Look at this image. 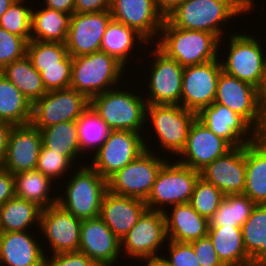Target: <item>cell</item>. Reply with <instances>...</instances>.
I'll return each instance as SVG.
<instances>
[{
	"label": "cell",
	"mask_w": 266,
	"mask_h": 266,
	"mask_svg": "<svg viewBox=\"0 0 266 266\" xmlns=\"http://www.w3.org/2000/svg\"><path fill=\"white\" fill-rule=\"evenodd\" d=\"M200 177L224 195L243 194L246 180L245 145L232 148L200 170Z\"/></svg>",
	"instance_id": "cell-23"
},
{
	"label": "cell",
	"mask_w": 266,
	"mask_h": 266,
	"mask_svg": "<svg viewBox=\"0 0 266 266\" xmlns=\"http://www.w3.org/2000/svg\"><path fill=\"white\" fill-rule=\"evenodd\" d=\"M110 10L97 13H73L65 42L72 57L100 51L106 28L112 20Z\"/></svg>",
	"instance_id": "cell-16"
},
{
	"label": "cell",
	"mask_w": 266,
	"mask_h": 266,
	"mask_svg": "<svg viewBox=\"0 0 266 266\" xmlns=\"http://www.w3.org/2000/svg\"><path fill=\"white\" fill-rule=\"evenodd\" d=\"M110 12L113 20L135 29L152 44L165 20L154 0H112Z\"/></svg>",
	"instance_id": "cell-20"
},
{
	"label": "cell",
	"mask_w": 266,
	"mask_h": 266,
	"mask_svg": "<svg viewBox=\"0 0 266 266\" xmlns=\"http://www.w3.org/2000/svg\"><path fill=\"white\" fill-rule=\"evenodd\" d=\"M214 102L227 106L229 109L244 118L256 131L262 121L257 100V87L229 76L223 71L220 73Z\"/></svg>",
	"instance_id": "cell-18"
},
{
	"label": "cell",
	"mask_w": 266,
	"mask_h": 266,
	"mask_svg": "<svg viewBox=\"0 0 266 266\" xmlns=\"http://www.w3.org/2000/svg\"><path fill=\"white\" fill-rule=\"evenodd\" d=\"M42 208L15 196L0 206V232L30 231L40 226ZM36 223V224H35Z\"/></svg>",
	"instance_id": "cell-31"
},
{
	"label": "cell",
	"mask_w": 266,
	"mask_h": 266,
	"mask_svg": "<svg viewBox=\"0 0 266 266\" xmlns=\"http://www.w3.org/2000/svg\"><path fill=\"white\" fill-rule=\"evenodd\" d=\"M82 220L65 210L59 204H54L42 210L40 226L43 240L49 243L52 254L77 252L80 245Z\"/></svg>",
	"instance_id": "cell-15"
},
{
	"label": "cell",
	"mask_w": 266,
	"mask_h": 266,
	"mask_svg": "<svg viewBox=\"0 0 266 266\" xmlns=\"http://www.w3.org/2000/svg\"><path fill=\"white\" fill-rule=\"evenodd\" d=\"M219 60L184 67L181 105L196 114L211 105L216 96L217 81L222 66Z\"/></svg>",
	"instance_id": "cell-14"
},
{
	"label": "cell",
	"mask_w": 266,
	"mask_h": 266,
	"mask_svg": "<svg viewBox=\"0 0 266 266\" xmlns=\"http://www.w3.org/2000/svg\"><path fill=\"white\" fill-rule=\"evenodd\" d=\"M32 103L0 71V121L12 126L30 124Z\"/></svg>",
	"instance_id": "cell-33"
},
{
	"label": "cell",
	"mask_w": 266,
	"mask_h": 266,
	"mask_svg": "<svg viewBox=\"0 0 266 266\" xmlns=\"http://www.w3.org/2000/svg\"><path fill=\"white\" fill-rule=\"evenodd\" d=\"M256 205L245 194L224 195L219 208L209 219V227H242Z\"/></svg>",
	"instance_id": "cell-37"
},
{
	"label": "cell",
	"mask_w": 266,
	"mask_h": 266,
	"mask_svg": "<svg viewBox=\"0 0 266 266\" xmlns=\"http://www.w3.org/2000/svg\"><path fill=\"white\" fill-rule=\"evenodd\" d=\"M47 256V257H46ZM44 266H98L92 259H90L84 253L77 252H66L45 255Z\"/></svg>",
	"instance_id": "cell-47"
},
{
	"label": "cell",
	"mask_w": 266,
	"mask_h": 266,
	"mask_svg": "<svg viewBox=\"0 0 266 266\" xmlns=\"http://www.w3.org/2000/svg\"><path fill=\"white\" fill-rule=\"evenodd\" d=\"M196 118L232 148L256 140V130L240 115L219 103L213 102L203 108Z\"/></svg>",
	"instance_id": "cell-17"
},
{
	"label": "cell",
	"mask_w": 266,
	"mask_h": 266,
	"mask_svg": "<svg viewBox=\"0 0 266 266\" xmlns=\"http://www.w3.org/2000/svg\"><path fill=\"white\" fill-rule=\"evenodd\" d=\"M166 250L161 257L172 266H200L194 249L190 243H181L168 240ZM169 253V254H168Z\"/></svg>",
	"instance_id": "cell-45"
},
{
	"label": "cell",
	"mask_w": 266,
	"mask_h": 266,
	"mask_svg": "<svg viewBox=\"0 0 266 266\" xmlns=\"http://www.w3.org/2000/svg\"><path fill=\"white\" fill-rule=\"evenodd\" d=\"M257 100L260 112L262 114L266 113V72L257 87Z\"/></svg>",
	"instance_id": "cell-53"
},
{
	"label": "cell",
	"mask_w": 266,
	"mask_h": 266,
	"mask_svg": "<svg viewBox=\"0 0 266 266\" xmlns=\"http://www.w3.org/2000/svg\"><path fill=\"white\" fill-rule=\"evenodd\" d=\"M195 118L196 113L182 105L155 104L147 105L145 121L149 126L151 123L152 133L157 136V146L161 152L164 149V153L179 157L186 146L188 132Z\"/></svg>",
	"instance_id": "cell-7"
},
{
	"label": "cell",
	"mask_w": 266,
	"mask_h": 266,
	"mask_svg": "<svg viewBox=\"0 0 266 266\" xmlns=\"http://www.w3.org/2000/svg\"><path fill=\"white\" fill-rule=\"evenodd\" d=\"M155 48V49H154ZM150 51L153 64H150L144 98L147 105H181L182 80L184 68L174 59L167 57L156 46ZM148 93V95H147Z\"/></svg>",
	"instance_id": "cell-13"
},
{
	"label": "cell",
	"mask_w": 266,
	"mask_h": 266,
	"mask_svg": "<svg viewBox=\"0 0 266 266\" xmlns=\"http://www.w3.org/2000/svg\"><path fill=\"white\" fill-rule=\"evenodd\" d=\"M168 241L164 213L146 209L137 223L121 240L124 257L139 261L150 260L162 254L164 243ZM158 254V255H157Z\"/></svg>",
	"instance_id": "cell-10"
},
{
	"label": "cell",
	"mask_w": 266,
	"mask_h": 266,
	"mask_svg": "<svg viewBox=\"0 0 266 266\" xmlns=\"http://www.w3.org/2000/svg\"><path fill=\"white\" fill-rule=\"evenodd\" d=\"M73 165L74 164L66 156L42 144L35 169L51 178L53 181H57L64 179V176L69 173L68 171L72 170L73 173L75 169ZM71 167H73V169Z\"/></svg>",
	"instance_id": "cell-42"
},
{
	"label": "cell",
	"mask_w": 266,
	"mask_h": 266,
	"mask_svg": "<svg viewBox=\"0 0 266 266\" xmlns=\"http://www.w3.org/2000/svg\"><path fill=\"white\" fill-rule=\"evenodd\" d=\"M42 144L64 156L73 164L82 156L77 121L61 122L50 127L39 129Z\"/></svg>",
	"instance_id": "cell-34"
},
{
	"label": "cell",
	"mask_w": 266,
	"mask_h": 266,
	"mask_svg": "<svg viewBox=\"0 0 266 266\" xmlns=\"http://www.w3.org/2000/svg\"><path fill=\"white\" fill-rule=\"evenodd\" d=\"M253 266H266V262H256L253 263Z\"/></svg>",
	"instance_id": "cell-57"
},
{
	"label": "cell",
	"mask_w": 266,
	"mask_h": 266,
	"mask_svg": "<svg viewBox=\"0 0 266 266\" xmlns=\"http://www.w3.org/2000/svg\"><path fill=\"white\" fill-rule=\"evenodd\" d=\"M255 0H187L174 9L166 19L175 27L210 32L219 40L227 32L230 19L255 10ZM224 28H222V27ZM226 30V31H224Z\"/></svg>",
	"instance_id": "cell-1"
},
{
	"label": "cell",
	"mask_w": 266,
	"mask_h": 266,
	"mask_svg": "<svg viewBox=\"0 0 266 266\" xmlns=\"http://www.w3.org/2000/svg\"><path fill=\"white\" fill-rule=\"evenodd\" d=\"M15 196L37 204L42 209L52 206L58 201V193L54 196L50 192L53 180L39 170L34 169L14 174ZM50 193V194H49ZM52 196V197H51Z\"/></svg>",
	"instance_id": "cell-32"
},
{
	"label": "cell",
	"mask_w": 266,
	"mask_h": 266,
	"mask_svg": "<svg viewBox=\"0 0 266 266\" xmlns=\"http://www.w3.org/2000/svg\"><path fill=\"white\" fill-rule=\"evenodd\" d=\"M77 125L80 147L84 154L96 152L110 131L91 107L77 120Z\"/></svg>",
	"instance_id": "cell-38"
},
{
	"label": "cell",
	"mask_w": 266,
	"mask_h": 266,
	"mask_svg": "<svg viewBox=\"0 0 266 266\" xmlns=\"http://www.w3.org/2000/svg\"><path fill=\"white\" fill-rule=\"evenodd\" d=\"M32 231L0 232L2 266H44L46 250ZM38 240V241H36ZM40 241V242H39Z\"/></svg>",
	"instance_id": "cell-25"
},
{
	"label": "cell",
	"mask_w": 266,
	"mask_h": 266,
	"mask_svg": "<svg viewBox=\"0 0 266 266\" xmlns=\"http://www.w3.org/2000/svg\"><path fill=\"white\" fill-rule=\"evenodd\" d=\"M146 209L143 200L117 195L107 190L102 199L99 218L121 241Z\"/></svg>",
	"instance_id": "cell-24"
},
{
	"label": "cell",
	"mask_w": 266,
	"mask_h": 266,
	"mask_svg": "<svg viewBox=\"0 0 266 266\" xmlns=\"http://www.w3.org/2000/svg\"><path fill=\"white\" fill-rule=\"evenodd\" d=\"M42 135L38 128L31 124L12 126L7 151L1 167L11 174L34 170L37 165Z\"/></svg>",
	"instance_id": "cell-22"
},
{
	"label": "cell",
	"mask_w": 266,
	"mask_h": 266,
	"mask_svg": "<svg viewBox=\"0 0 266 266\" xmlns=\"http://www.w3.org/2000/svg\"><path fill=\"white\" fill-rule=\"evenodd\" d=\"M28 41L0 26V71L15 60L26 56Z\"/></svg>",
	"instance_id": "cell-44"
},
{
	"label": "cell",
	"mask_w": 266,
	"mask_h": 266,
	"mask_svg": "<svg viewBox=\"0 0 266 266\" xmlns=\"http://www.w3.org/2000/svg\"><path fill=\"white\" fill-rule=\"evenodd\" d=\"M243 244L250 262H266V204L256 205L242 225Z\"/></svg>",
	"instance_id": "cell-36"
},
{
	"label": "cell",
	"mask_w": 266,
	"mask_h": 266,
	"mask_svg": "<svg viewBox=\"0 0 266 266\" xmlns=\"http://www.w3.org/2000/svg\"><path fill=\"white\" fill-rule=\"evenodd\" d=\"M125 68L127 70L116 58L101 50L72 57L70 88L91 100L98 94L119 87Z\"/></svg>",
	"instance_id": "cell-4"
},
{
	"label": "cell",
	"mask_w": 266,
	"mask_h": 266,
	"mask_svg": "<svg viewBox=\"0 0 266 266\" xmlns=\"http://www.w3.org/2000/svg\"><path fill=\"white\" fill-rule=\"evenodd\" d=\"M15 0H0V18Z\"/></svg>",
	"instance_id": "cell-56"
},
{
	"label": "cell",
	"mask_w": 266,
	"mask_h": 266,
	"mask_svg": "<svg viewBox=\"0 0 266 266\" xmlns=\"http://www.w3.org/2000/svg\"><path fill=\"white\" fill-rule=\"evenodd\" d=\"M12 128V125L0 121V167L4 161L6 151H7V141L9 132Z\"/></svg>",
	"instance_id": "cell-51"
},
{
	"label": "cell",
	"mask_w": 266,
	"mask_h": 266,
	"mask_svg": "<svg viewBox=\"0 0 266 266\" xmlns=\"http://www.w3.org/2000/svg\"><path fill=\"white\" fill-rule=\"evenodd\" d=\"M169 159L157 173L151 193L145 201L147 209L164 212L168 205L190 201L200 171L179 163L177 159L172 161L173 157Z\"/></svg>",
	"instance_id": "cell-6"
},
{
	"label": "cell",
	"mask_w": 266,
	"mask_h": 266,
	"mask_svg": "<svg viewBox=\"0 0 266 266\" xmlns=\"http://www.w3.org/2000/svg\"><path fill=\"white\" fill-rule=\"evenodd\" d=\"M89 107L90 100L75 89L47 91L32 104L30 124L43 129L61 122L77 121Z\"/></svg>",
	"instance_id": "cell-11"
},
{
	"label": "cell",
	"mask_w": 266,
	"mask_h": 266,
	"mask_svg": "<svg viewBox=\"0 0 266 266\" xmlns=\"http://www.w3.org/2000/svg\"><path fill=\"white\" fill-rule=\"evenodd\" d=\"M223 199L224 194L221 190L199 176L189 204L198 214L210 219Z\"/></svg>",
	"instance_id": "cell-41"
},
{
	"label": "cell",
	"mask_w": 266,
	"mask_h": 266,
	"mask_svg": "<svg viewBox=\"0 0 266 266\" xmlns=\"http://www.w3.org/2000/svg\"><path fill=\"white\" fill-rule=\"evenodd\" d=\"M79 251L98 266H114L121 258V241L99 218L82 220Z\"/></svg>",
	"instance_id": "cell-21"
},
{
	"label": "cell",
	"mask_w": 266,
	"mask_h": 266,
	"mask_svg": "<svg viewBox=\"0 0 266 266\" xmlns=\"http://www.w3.org/2000/svg\"><path fill=\"white\" fill-rule=\"evenodd\" d=\"M200 266H225L219 259L209 236L190 242Z\"/></svg>",
	"instance_id": "cell-46"
},
{
	"label": "cell",
	"mask_w": 266,
	"mask_h": 266,
	"mask_svg": "<svg viewBox=\"0 0 266 266\" xmlns=\"http://www.w3.org/2000/svg\"><path fill=\"white\" fill-rule=\"evenodd\" d=\"M133 91V92H132ZM123 90L122 85L119 88L107 90L98 94L90 100V107L112 130H127L137 133L144 132L143 127L147 125L145 98L140 96V92L135 93Z\"/></svg>",
	"instance_id": "cell-3"
},
{
	"label": "cell",
	"mask_w": 266,
	"mask_h": 266,
	"mask_svg": "<svg viewBox=\"0 0 266 266\" xmlns=\"http://www.w3.org/2000/svg\"><path fill=\"white\" fill-rule=\"evenodd\" d=\"M15 197L14 176L0 167V206Z\"/></svg>",
	"instance_id": "cell-49"
},
{
	"label": "cell",
	"mask_w": 266,
	"mask_h": 266,
	"mask_svg": "<svg viewBox=\"0 0 266 266\" xmlns=\"http://www.w3.org/2000/svg\"><path fill=\"white\" fill-rule=\"evenodd\" d=\"M232 147L222 138L210 131L197 118L192 122L187 143L177 161L200 171L215 159L224 156ZM183 157V158H182Z\"/></svg>",
	"instance_id": "cell-19"
},
{
	"label": "cell",
	"mask_w": 266,
	"mask_h": 266,
	"mask_svg": "<svg viewBox=\"0 0 266 266\" xmlns=\"http://www.w3.org/2000/svg\"><path fill=\"white\" fill-rule=\"evenodd\" d=\"M136 44L137 46L138 44L139 46L141 44L143 46L149 44L150 46L152 45L151 43H148V41L135 29L127 27L123 23L112 19L106 28L104 36L102 37L100 50L110 56H113L126 67V64H128L129 60H131L130 58L133 57L131 55L135 54V52H133L134 48H138L135 47Z\"/></svg>",
	"instance_id": "cell-29"
},
{
	"label": "cell",
	"mask_w": 266,
	"mask_h": 266,
	"mask_svg": "<svg viewBox=\"0 0 266 266\" xmlns=\"http://www.w3.org/2000/svg\"><path fill=\"white\" fill-rule=\"evenodd\" d=\"M1 72L32 104L47 93L40 73L33 67L27 55L13 61Z\"/></svg>",
	"instance_id": "cell-35"
},
{
	"label": "cell",
	"mask_w": 266,
	"mask_h": 266,
	"mask_svg": "<svg viewBox=\"0 0 266 266\" xmlns=\"http://www.w3.org/2000/svg\"><path fill=\"white\" fill-rule=\"evenodd\" d=\"M42 6L72 15L75 0H43Z\"/></svg>",
	"instance_id": "cell-50"
},
{
	"label": "cell",
	"mask_w": 266,
	"mask_h": 266,
	"mask_svg": "<svg viewBox=\"0 0 266 266\" xmlns=\"http://www.w3.org/2000/svg\"><path fill=\"white\" fill-rule=\"evenodd\" d=\"M228 35L229 50H225L228 55L225 60H220L222 71L258 87L266 72V46L263 47L260 39L249 35V32L248 35L241 32H230Z\"/></svg>",
	"instance_id": "cell-9"
},
{
	"label": "cell",
	"mask_w": 266,
	"mask_h": 266,
	"mask_svg": "<svg viewBox=\"0 0 266 266\" xmlns=\"http://www.w3.org/2000/svg\"><path fill=\"white\" fill-rule=\"evenodd\" d=\"M256 140L266 148V113L262 114L261 125L256 131Z\"/></svg>",
	"instance_id": "cell-54"
},
{
	"label": "cell",
	"mask_w": 266,
	"mask_h": 266,
	"mask_svg": "<svg viewBox=\"0 0 266 266\" xmlns=\"http://www.w3.org/2000/svg\"><path fill=\"white\" fill-rule=\"evenodd\" d=\"M72 56L67 54L61 60V66L41 67L40 76L46 91L70 88Z\"/></svg>",
	"instance_id": "cell-43"
},
{
	"label": "cell",
	"mask_w": 266,
	"mask_h": 266,
	"mask_svg": "<svg viewBox=\"0 0 266 266\" xmlns=\"http://www.w3.org/2000/svg\"><path fill=\"white\" fill-rule=\"evenodd\" d=\"M32 6L26 0H15L2 14L0 26L11 34L31 40Z\"/></svg>",
	"instance_id": "cell-40"
},
{
	"label": "cell",
	"mask_w": 266,
	"mask_h": 266,
	"mask_svg": "<svg viewBox=\"0 0 266 266\" xmlns=\"http://www.w3.org/2000/svg\"><path fill=\"white\" fill-rule=\"evenodd\" d=\"M68 54L65 43L30 40L27 57L40 73L41 67L61 66V60Z\"/></svg>",
	"instance_id": "cell-39"
},
{
	"label": "cell",
	"mask_w": 266,
	"mask_h": 266,
	"mask_svg": "<svg viewBox=\"0 0 266 266\" xmlns=\"http://www.w3.org/2000/svg\"><path fill=\"white\" fill-rule=\"evenodd\" d=\"M166 209H171L163 212L168 240L190 243L208 235L209 219L198 214L189 203Z\"/></svg>",
	"instance_id": "cell-26"
},
{
	"label": "cell",
	"mask_w": 266,
	"mask_h": 266,
	"mask_svg": "<svg viewBox=\"0 0 266 266\" xmlns=\"http://www.w3.org/2000/svg\"><path fill=\"white\" fill-rule=\"evenodd\" d=\"M187 0H154L157 9L166 18L174 9Z\"/></svg>",
	"instance_id": "cell-52"
},
{
	"label": "cell",
	"mask_w": 266,
	"mask_h": 266,
	"mask_svg": "<svg viewBox=\"0 0 266 266\" xmlns=\"http://www.w3.org/2000/svg\"><path fill=\"white\" fill-rule=\"evenodd\" d=\"M157 39L154 46L183 68L219 59L225 43L210 32L175 27L166 18Z\"/></svg>",
	"instance_id": "cell-2"
},
{
	"label": "cell",
	"mask_w": 266,
	"mask_h": 266,
	"mask_svg": "<svg viewBox=\"0 0 266 266\" xmlns=\"http://www.w3.org/2000/svg\"><path fill=\"white\" fill-rule=\"evenodd\" d=\"M143 135L127 130L109 131L89 165L108 180L146 150Z\"/></svg>",
	"instance_id": "cell-12"
},
{
	"label": "cell",
	"mask_w": 266,
	"mask_h": 266,
	"mask_svg": "<svg viewBox=\"0 0 266 266\" xmlns=\"http://www.w3.org/2000/svg\"><path fill=\"white\" fill-rule=\"evenodd\" d=\"M112 0H75L74 13H97L110 10Z\"/></svg>",
	"instance_id": "cell-48"
},
{
	"label": "cell",
	"mask_w": 266,
	"mask_h": 266,
	"mask_svg": "<svg viewBox=\"0 0 266 266\" xmlns=\"http://www.w3.org/2000/svg\"><path fill=\"white\" fill-rule=\"evenodd\" d=\"M143 262H146L144 266H172L168 262H166L161 256L155 257L150 260H145Z\"/></svg>",
	"instance_id": "cell-55"
},
{
	"label": "cell",
	"mask_w": 266,
	"mask_h": 266,
	"mask_svg": "<svg viewBox=\"0 0 266 266\" xmlns=\"http://www.w3.org/2000/svg\"><path fill=\"white\" fill-rule=\"evenodd\" d=\"M144 139L145 151L107 180L108 190L114 194L146 201L151 193L156 176L169 159L153 152ZM151 149V150H150ZM163 157V158H162Z\"/></svg>",
	"instance_id": "cell-8"
},
{
	"label": "cell",
	"mask_w": 266,
	"mask_h": 266,
	"mask_svg": "<svg viewBox=\"0 0 266 266\" xmlns=\"http://www.w3.org/2000/svg\"><path fill=\"white\" fill-rule=\"evenodd\" d=\"M244 192L257 205L266 204V148L258 141L245 145Z\"/></svg>",
	"instance_id": "cell-27"
},
{
	"label": "cell",
	"mask_w": 266,
	"mask_h": 266,
	"mask_svg": "<svg viewBox=\"0 0 266 266\" xmlns=\"http://www.w3.org/2000/svg\"><path fill=\"white\" fill-rule=\"evenodd\" d=\"M35 7L32 6L31 40L65 43L71 15L45 6Z\"/></svg>",
	"instance_id": "cell-30"
},
{
	"label": "cell",
	"mask_w": 266,
	"mask_h": 266,
	"mask_svg": "<svg viewBox=\"0 0 266 266\" xmlns=\"http://www.w3.org/2000/svg\"><path fill=\"white\" fill-rule=\"evenodd\" d=\"M208 236L219 259L225 266H247L251 264L250 256L243 244L241 227H209Z\"/></svg>",
	"instance_id": "cell-28"
},
{
	"label": "cell",
	"mask_w": 266,
	"mask_h": 266,
	"mask_svg": "<svg viewBox=\"0 0 266 266\" xmlns=\"http://www.w3.org/2000/svg\"><path fill=\"white\" fill-rule=\"evenodd\" d=\"M76 169L79 170L71 173L68 183L64 185V195L58 194L57 204L81 220L97 218L103 196L108 190L107 180L89 162L87 166L83 163Z\"/></svg>",
	"instance_id": "cell-5"
}]
</instances>
